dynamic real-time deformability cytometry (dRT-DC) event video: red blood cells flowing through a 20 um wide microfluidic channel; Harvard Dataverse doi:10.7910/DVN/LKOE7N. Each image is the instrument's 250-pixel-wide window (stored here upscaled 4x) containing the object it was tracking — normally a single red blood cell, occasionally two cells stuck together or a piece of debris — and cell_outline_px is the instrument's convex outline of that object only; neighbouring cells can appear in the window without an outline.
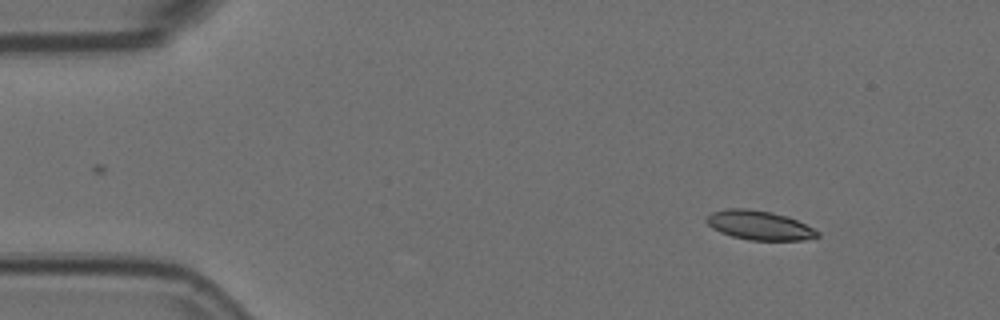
{"species": "Egyptian fruit bat (a non-hibernating species)", "species_latin": "Rousettus aegyptiacus", "temperature_condition": "room temperature", "stored_images_in_passage": 4, "camera_frame_rate_fps": 3000, "um_per_image_px": 0.085, "animal": {"sex": "female"}, "frame": {"image": 1, "passage_image": 1, "time_ms": 0.0, "image_size_px": [1000, 320], "cell_outline_px": [[820, 236], [804, 240], [748, 240], [732, 236], [720, 232], [712, 228], [704, 220], [712, 212], [728, 208], [744, 208], [772, 212], [788, 216], [820, 232]], "centroid_in_image_um": [64.53, 19.15], "position_along_channel_um": 20.5, "area_um2": 18.84}}
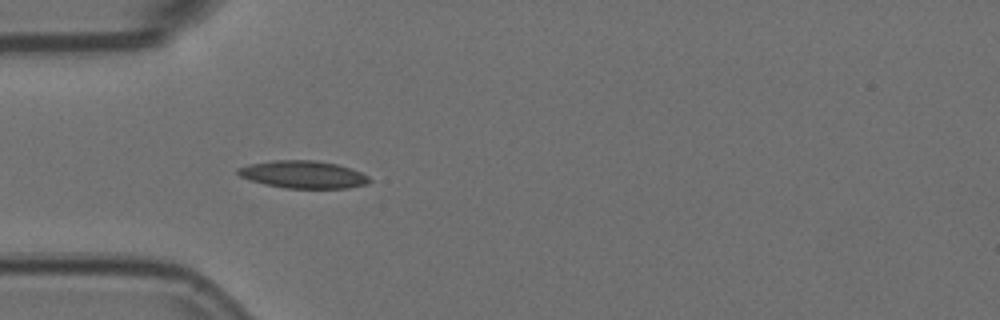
{"frame": {"image": 2, "passage_image": 4, "time_ms": 1.0, "image_size_px": [1000, 320], "cell_outline_px": [[372, 180], [368, 184], [348, 188], [284, 188], [264, 184], [240, 176], [236, 172], [236, 168], [252, 164], [272, 160], [316, 160], [336, 164], [360, 172], [368, 176]], "centroid_in_image_um": [25.78, 14.83], "position_along_channel_um": 59.2, "area_um2": 20.98}}